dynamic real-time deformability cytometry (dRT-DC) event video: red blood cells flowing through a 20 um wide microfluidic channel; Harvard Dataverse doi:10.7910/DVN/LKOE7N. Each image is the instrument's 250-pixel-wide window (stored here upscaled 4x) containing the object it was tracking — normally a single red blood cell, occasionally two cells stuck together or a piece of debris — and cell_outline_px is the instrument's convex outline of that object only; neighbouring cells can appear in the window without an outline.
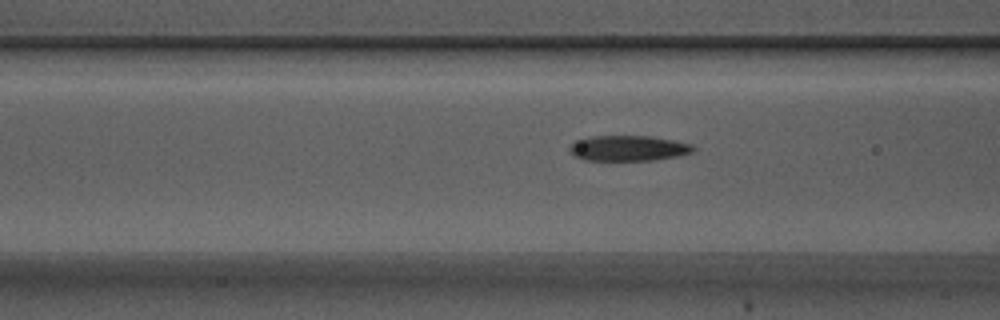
{"species": "Egyptian fruit bat (a non-hibernating species)", "species_latin": "Rousettus aegyptiacus", "temperature_condition": "warm", "stored_images_in_passage": 36, "camera_frame_rate_fps": 3000, "um_per_image_px": 0.085, "animal": {"sex": "male"}, "frame": {"image": 1, "passage_image": 13, "time_ms": 4.0, "image_size_px": [1000, 320], "cell_outline_px": [[696, 148], [692, 152], [676, 156], [652, 160], [584, 160], [576, 156], [568, 148], [568, 144], [576, 140], [592, 136], [652, 136], [692, 144]], "centroid_in_image_um": [53.38, 12.59], "position_along_channel_um": 113.2, "area_um2": 18.26}}
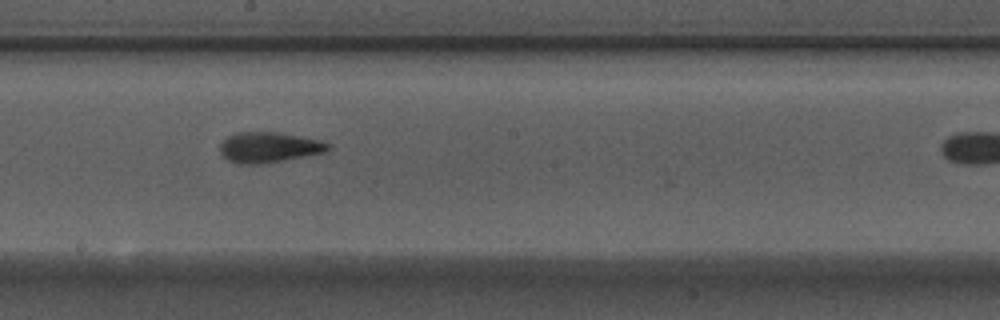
{"frame": {"image": 2, "passage_image": 22, "time_ms": 7.0, "image_size_px": [1000, 320], "cell_outline_px": [[332, 148], [324, 152], [284, 160], [260, 164], [240, 164], [228, 160], [220, 152], [220, 144], [228, 136], [236, 132], [280, 132], [320, 140], [332, 144]], "centroid_in_image_um": [22.87, 12.51], "position_along_channel_um": 225.3, "area_um2": 19.19}}
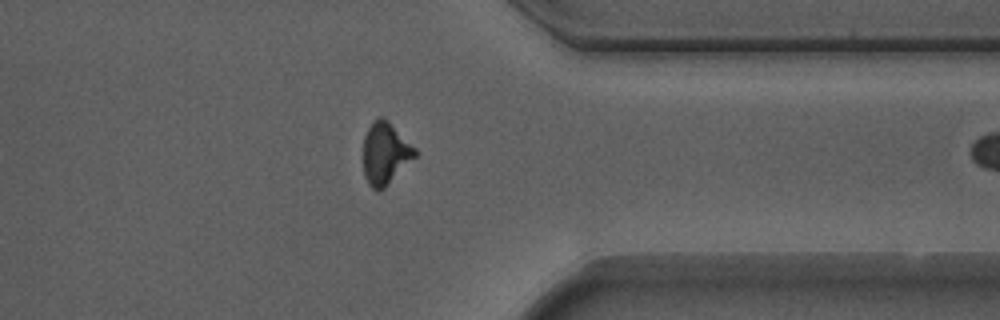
{"frame": {"image": 3, "passage_image": 35, "time_ms": 11.333, "image_size_px": [1000, 320], "cell_outline_px": [[416, 156], [380, 192], [372, 188], [368, 184], [364, 176], [364, 136], [372, 120], [380, 116], [384, 116], [416, 148]], "centroid_in_image_um": [32.74, 13.02], "position_along_channel_um": 378.7, "area_um2": 18.73}}